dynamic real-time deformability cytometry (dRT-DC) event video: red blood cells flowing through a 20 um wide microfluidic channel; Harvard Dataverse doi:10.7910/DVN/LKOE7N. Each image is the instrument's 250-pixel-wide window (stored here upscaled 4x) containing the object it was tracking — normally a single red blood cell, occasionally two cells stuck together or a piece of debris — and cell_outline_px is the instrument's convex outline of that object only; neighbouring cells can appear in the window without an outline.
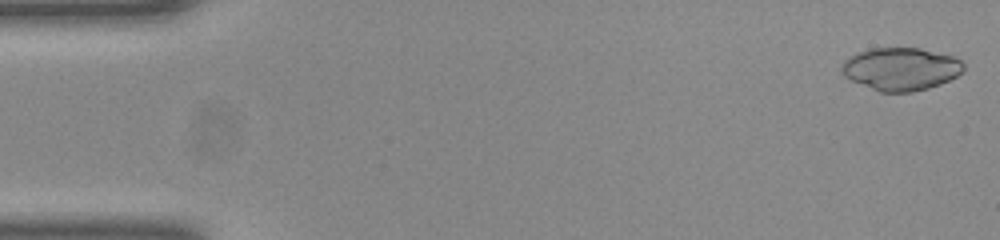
{"species": "common noctule bat (a hibernating species)", "species_latin": "Nyctalus noctula", "temperature_condition": "room temperature", "stored_images_in_passage": 49, "camera_frame_rate_fps": 3000, "um_per_image_px": 0.085, "animal": {"sex": "female", "body_mass_g": 23.0, "forearm_length_mm": 53.4}, "frame": {"image": 1, "passage_image": 1, "time_ms": 0.0, "image_size_px": [1000, 240], "cell_outline_px": [[964, 68], [956, 76], [940, 84], [928, 88], [912, 92], [880, 92], [852, 80], [844, 76], [840, 68], [844, 60], [860, 52], [872, 48], [920, 48], [952, 56], [960, 60], [964, 64]], "centroid_in_image_um": [76.57, 5.86], "position_along_channel_um": 8.4, "area_um2": 30.06}}